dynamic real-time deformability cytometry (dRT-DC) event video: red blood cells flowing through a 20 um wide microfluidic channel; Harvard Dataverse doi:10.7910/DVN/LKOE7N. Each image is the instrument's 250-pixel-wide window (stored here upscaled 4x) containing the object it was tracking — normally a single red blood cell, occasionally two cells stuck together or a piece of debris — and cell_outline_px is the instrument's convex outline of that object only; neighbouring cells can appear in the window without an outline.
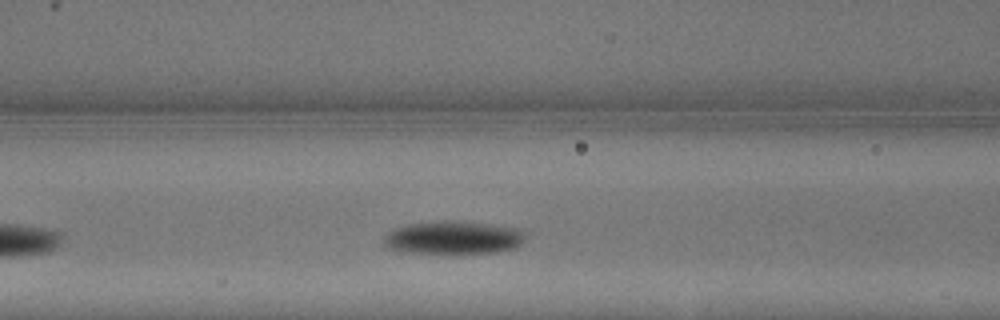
{"species": "common noctule bat (a hibernating species)", "species_latin": "Nyctalus noctula", "temperature_condition": "warm", "stored_images_in_passage": 10, "camera_frame_rate_fps": 3000, "um_per_image_px": 0.085, "animal": {"sex": "male", "body_mass_g": 13.3}, "frame": {"image": 1, "passage_image": 5, "time_ms": 1.333, "image_size_px": [1000, 320], "cell_outline_px": [[528, 236], [516, 248], [496, 252], [408, 252], [388, 248], [384, 244], [384, 236], [392, 228], [408, 224], [444, 220], [452, 220], [488, 224], [516, 228], [528, 232]], "centroid_in_image_um": [38.56, 20.17], "position_along_channel_um": 128.0, "area_um2": 27.17}}
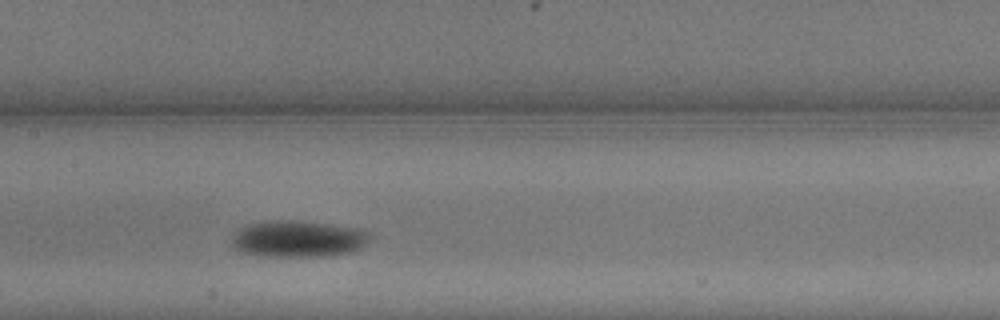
{"frame": {"image": 2, "passage_image": 7, "time_ms": 2.0, "image_size_px": [1000, 320], "cell_outline_px": [[368, 240], [360, 248], [348, 252], [320, 256], [268, 256], [244, 252], [236, 248], [232, 244], [232, 236], [240, 228], [248, 224], [264, 220], [296, 220], [328, 224], [352, 228], [368, 232]], "centroid_in_image_um": [25.27, 20.28], "position_along_channel_um": 182.1, "area_um2": 28.84}}
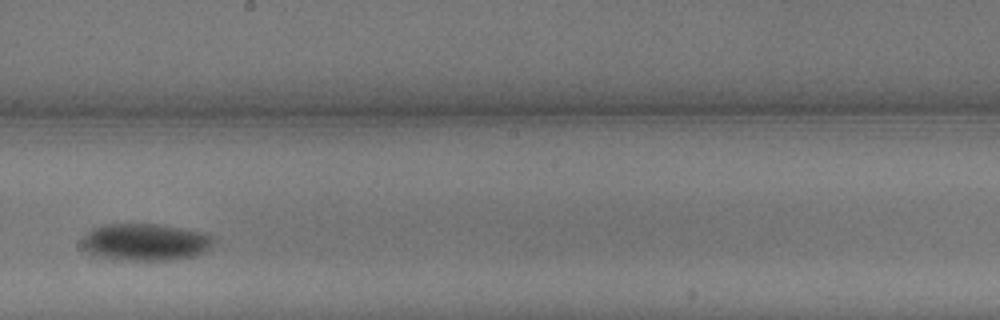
{"frame": {"image": 3, "passage_image": 9, "time_ms": 2.667, "image_size_px": [1000, 320], "cell_outline_px": [[216, 240], [204, 252], [196, 256], [172, 260], [132, 260], [100, 256], [88, 252], [84, 248], [84, 236], [92, 228], [104, 224], [156, 224], [208, 232], [216, 236]], "centroid_in_image_um": [12.46, 20.56], "position_along_channel_um": 235.7, "area_um2": 28.44}}